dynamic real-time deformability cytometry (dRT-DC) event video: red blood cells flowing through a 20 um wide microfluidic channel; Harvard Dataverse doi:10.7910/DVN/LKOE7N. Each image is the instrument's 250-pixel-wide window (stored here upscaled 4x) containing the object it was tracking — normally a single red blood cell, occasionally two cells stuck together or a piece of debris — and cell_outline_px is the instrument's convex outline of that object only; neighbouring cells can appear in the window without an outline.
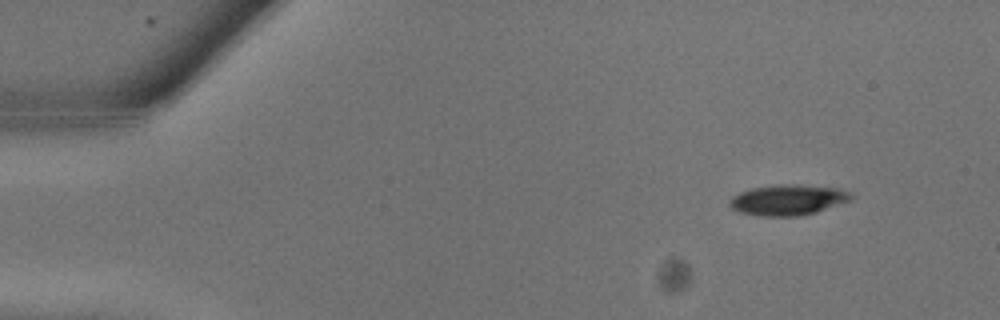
{"species": "common noctule bat (a hibernating species)", "species_latin": "Nyctalus noctula", "temperature_condition": "warm", "stored_images_in_passage": 26, "camera_frame_rate_fps": 3000, "um_per_image_px": 0.085, "animal": {"sex": "male", "body_mass_g": 13.3}, "frame": {"image": 1, "passage_image": 3, "time_ms": 0.667, "image_size_px": [1000, 320], "cell_outline_px": [[852, 200], [816, 212], [800, 216], [760, 216], [740, 212], [732, 208], [728, 204], [728, 200], [732, 196], [740, 192], [752, 188], [780, 184], [792, 184], [836, 188], [848, 192], [852, 196]], "centroid_in_image_um": [66.94, 17.0], "position_along_channel_um": 18.1, "area_um2": 21.56}}
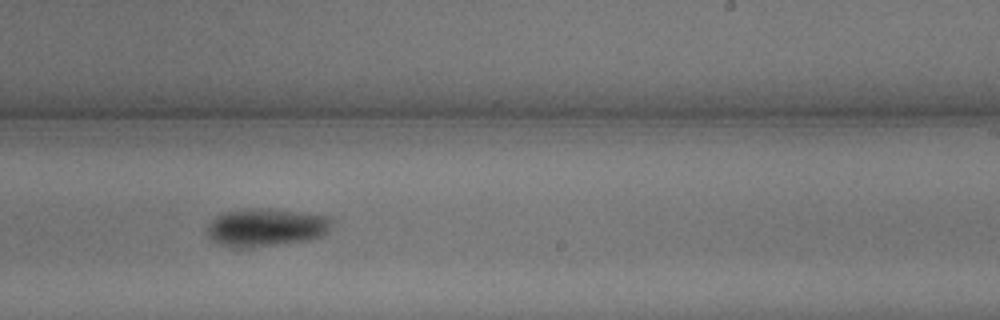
{"frame": {"image": 2, "passage_image": 16, "time_ms": 5.0, "image_size_px": [1000, 320], "cell_outline_px": [[336, 220], [328, 232], [324, 236], [308, 240], [280, 244], [232, 248], [216, 244], [204, 232], [208, 224], [216, 216], [224, 212], [244, 208], [268, 208], [300, 212], [328, 216]], "centroid_in_image_um": [22.61, 19.32], "position_along_channel_um": 266.4, "area_um2": 28.15}}
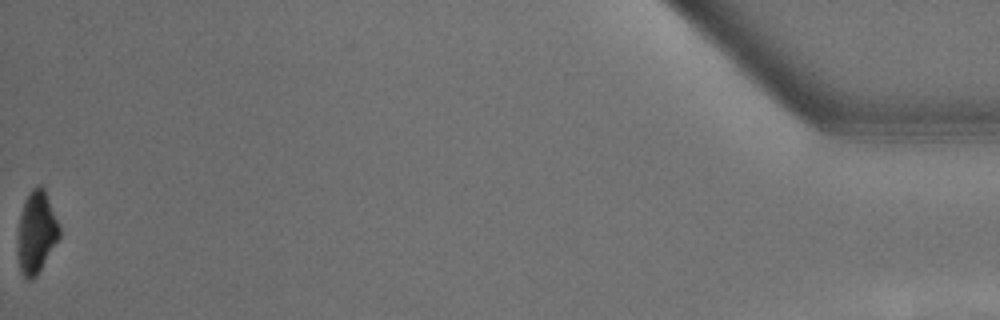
{"frame": {"image": 3, "passage_image": 26, "time_ms": 8.333, "image_size_px": [1000, 320], "cell_outline_px": [[60, 236], [36, 276], [28, 280], [24, 276], [20, 268], [16, 252], [16, 240], [20, 216], [24, 200], [32, 188], [36, 184], [40, 184], [44, 188], [60, 228]], "centroid_in_image_um": [3.06, 19.72], "position_along_channel_um": 432.1, "area_um2": 19.94}}